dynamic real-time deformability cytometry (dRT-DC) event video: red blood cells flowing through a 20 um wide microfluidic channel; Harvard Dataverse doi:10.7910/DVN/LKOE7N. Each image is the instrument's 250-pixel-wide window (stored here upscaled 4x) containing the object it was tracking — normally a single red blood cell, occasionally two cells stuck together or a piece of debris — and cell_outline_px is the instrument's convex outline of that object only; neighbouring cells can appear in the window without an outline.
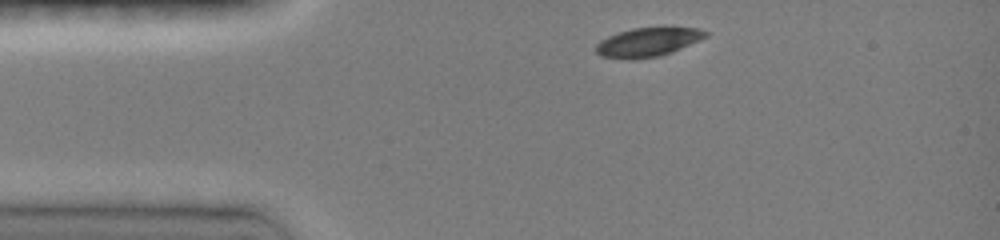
{"species": "common noctule bat (a hibernating species)", "species_latin": "Nyctalus noctula", "temperature_condition": "room temperature", "stored_images_in_passage": 7, "camera_frame_rate_fps": 3000, "um_per_image_px": 0.085, "animal": {"sex": "female", "body_mass_g": 19.0, "forearm_length_mm": 51.5}, "frame": {"image": 1, "passage_image": 1, "time_ms": 0.0, "image_size_px": [1000, 240], "cell_outline_px": [[708, 36], [700, 40], [672, 52], [660, 56], [632, 60], [600, 56], [596, 52], [596, 44], [600, 40], [608, 36], [632, 28], [664, 24], [700, 28], [708, 32]], "centroid_in_image_um": [55.13, 3.53], "position_along_channel_um": 29.9, "area_um2": 19.42}}
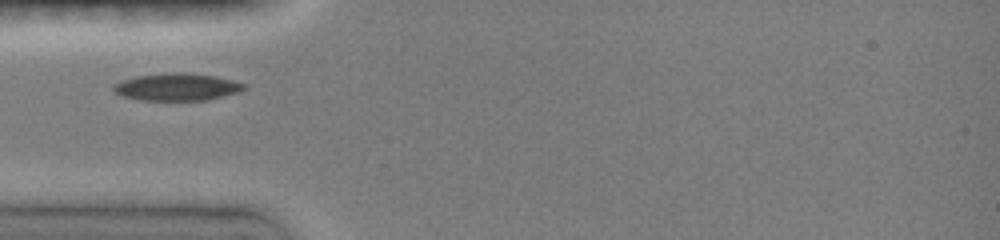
{"frame": {"image": 2, "passage_image": 4, "time_ms": 2.0, "image_size_px": [1000, 240], "cell_outline_px": [[248, 84], [240, 92], [208, 100], [140, 100], [124, 96], [116, 92], [112, 88], [112, 84], [120, 80], [136, 76], [168, 72], [184, 72], [216, 76]], "centroid_in_image_um": [15.05, 7.38], "position_along_channel_um": 70.0, "area_um2": 20.98}}
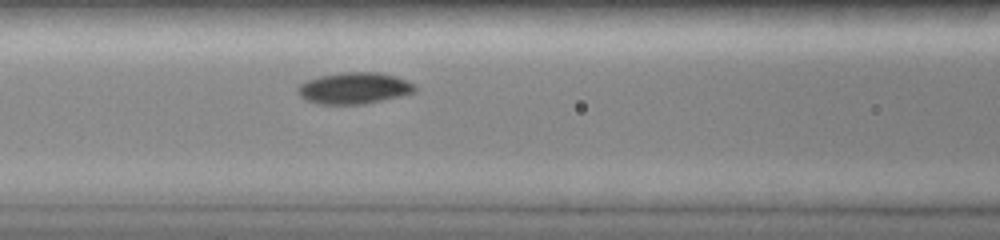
{"frame": {"image": 3, "passage_image": 7, "time_ms": 3.667, "image_size_px": [1000, 240], "cell_outline_px": [[416, 92], [404, 96], [364, 104], [320, 104], [304, 100], [296, 92], [296, 88], [300, 84], [308, 80], [320, 76], [340, 72], [380, 72], [396, 76], [416, 84]], "centroid_in_image_um": [30.13, 7.5], "position_along_channel_um": 136.5, "area_um2": 21.85}}